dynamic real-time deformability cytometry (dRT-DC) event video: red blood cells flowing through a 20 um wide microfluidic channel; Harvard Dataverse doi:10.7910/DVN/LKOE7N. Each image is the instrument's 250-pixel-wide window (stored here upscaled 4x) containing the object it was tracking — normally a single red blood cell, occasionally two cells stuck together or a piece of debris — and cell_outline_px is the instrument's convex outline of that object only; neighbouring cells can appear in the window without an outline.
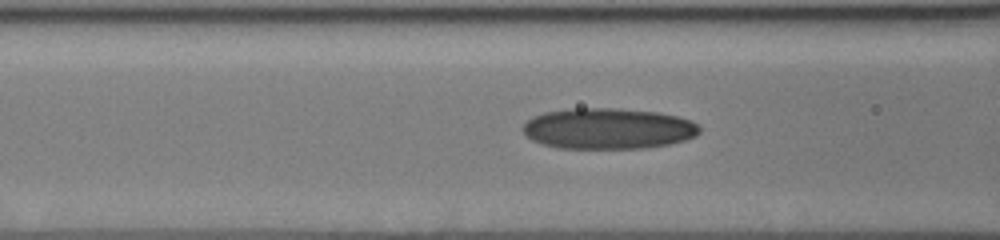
{"species": "human", "species_latin": "Homo sapiens", "temperature_condition": "cold", "stored_images_in_passage": 26, "camera_frame_rate_fps": 3000, "um_per_image_px": 0.085, "donor": {"sex": "male"}, "frame": {"image": 1, "passage_image": 5, "time_ms": 1.333, "image_size_px": [1000, 240], "cell_outline_px": [[700, 132], [696, 136], [684, 140], [668, 144], [644, 148], [556, 148], [532, 140], [520, 128], [528, 120], [544, 112], [572, 108], [620, 108], [656, 112], [676, 116], [692, 120], [700, 124]], "centroid_in_image_um": [51.71, 10.92], "position_along_channel_um": 114.9, "area_um2": 42.19}}
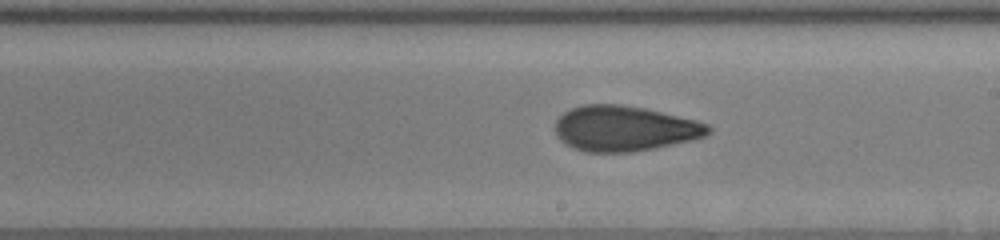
{"frame": {"image": 2, "passage_image": 14, "time_ms": 4.333, "image_size_px": [1000, 240], "cell_outline_px": [[712, 132], [704, 136], [692, 140], [632, 152], [584, 152], [572, 148], [560, 140], [556, 136], [556, 120], [564, 112], [572, 108], [584, 104], [620, 104], [644, 108], [696, 120], [708, 124], [712, 128]], "centroid_in_image_um": [53.07, 10.92], "position_along_channel_um": 235.9, "area_um2": 40.46}}
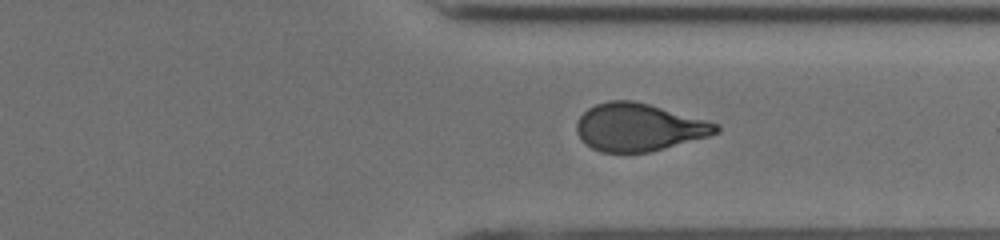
{"frame": {"image": 3, "passage_image": 23, "time_ms": 7.333, "image_size_px": [1000, 240], "cell_outline_px": [[720, 132], [708, 136], [664, 148], [648, 152], [600, 152], [592, 148], [576, 132], [576, 124], [580, 116], [588, 108], [596, 104], [608, 100], [632, 100], [648, 104], [720, 124]], "centroid_in_image_um": [54.3, 10.81], "position_along_channel_um": 357.1, "area_um2": 38.32}}